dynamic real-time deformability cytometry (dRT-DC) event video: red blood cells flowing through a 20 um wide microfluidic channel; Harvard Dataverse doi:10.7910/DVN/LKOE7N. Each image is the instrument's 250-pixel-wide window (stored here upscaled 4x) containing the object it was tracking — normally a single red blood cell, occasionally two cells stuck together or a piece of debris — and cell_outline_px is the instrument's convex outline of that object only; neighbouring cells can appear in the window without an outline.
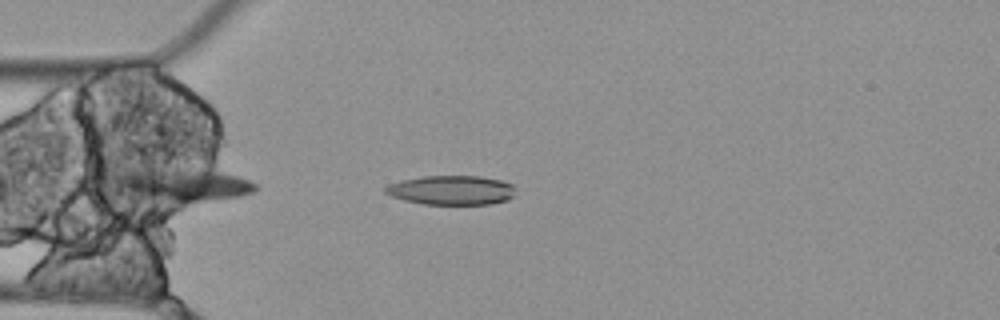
{"species": "Egyptian fruit bat (a non-hibernating species)", "species_latin": "Rousettus aegyptiacus", "temperature_condition": "cold", "stored_images_in_passage": 3, "camera_frame_rate_fps": 3000, "um_per_image_px": 0.085, "animal": {"sex": "female"}, "frame": {"image": 1, "passage_image": 3, "time_ms": 0.667, "image_size_px": [1000, 320], "cell_outline_px": [[516, 188], [512, 196], [508, 200], [488, 204], [424, 204], [404, 200], [392, 196], [384, 192], [384, 188], [388, 184], [404, 180], [424, 176], [480, 176], [500, 180], [512, 184]], "centroid_in_image_um": [38.38, 16.16], "position_along_channel_um": 46.6, "area_um2": 22.14}}